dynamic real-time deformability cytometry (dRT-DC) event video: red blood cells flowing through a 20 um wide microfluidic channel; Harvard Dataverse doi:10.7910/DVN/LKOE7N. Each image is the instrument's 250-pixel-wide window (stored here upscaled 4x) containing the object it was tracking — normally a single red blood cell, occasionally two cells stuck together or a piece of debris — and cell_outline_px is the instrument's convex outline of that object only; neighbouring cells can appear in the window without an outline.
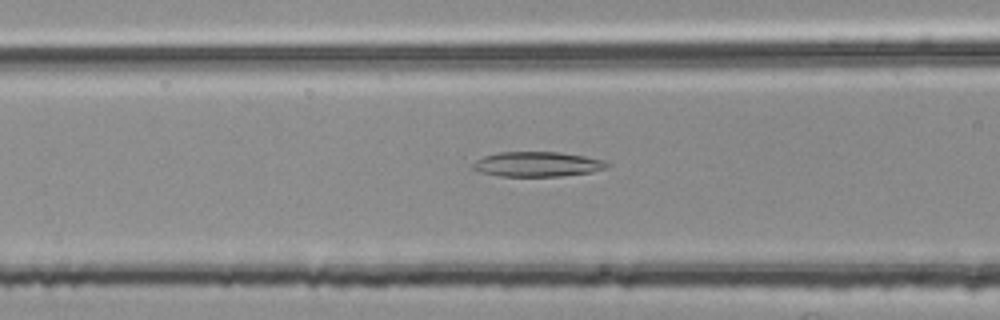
{"species": "common noctule bat (a hibernating species)", "species_latin": "Nyctalus noctula", "temperature_condition": "room temperature", "stored_images_in_passage": 44, "camera_frame_rate_fps": 3000, "um_per_image_px": 0.085, "animal": {"sex": "female", "body_mass_g": 25.1}, "frame": {"image": 1, "passage_image": 12, "time_ms": 3.667, "image_size_px": [1000, 320], "cell_outline_px": [[612, 164], [608, 168], [588, 172], [560, 176], [500, 176], [480, 172], [472, 168], [472, 164], [476, 160], [484, 156], [500, 152], [560, 152], [584, 156], [604, 160]], "centroid_in_image_um": [45.69, 13.95], "position_along_channel_um": 120.9, "area_um2": 19.42}}
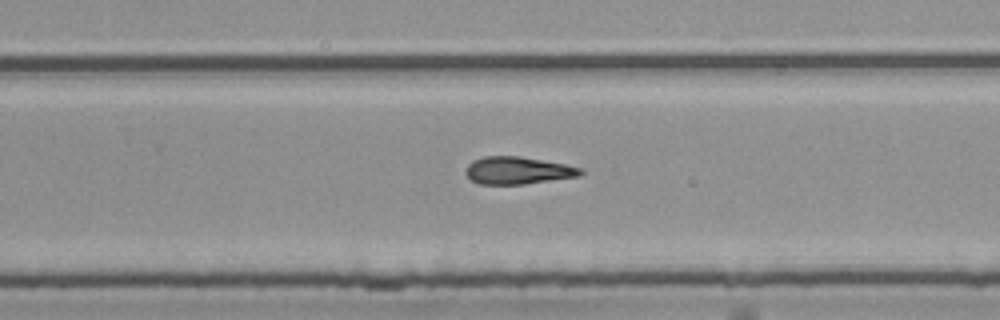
{"frame": {"image": 2, "passage_image": 25, "time_ms": 8.0, "image_size_px": [1000, 320], "cell_outline_px": [[584, 172], [580, 176], [524, 184], [480, 184], [472, 180], [464, 172], [464, 168], [472, 160], [484, 156], [520, 156], [564, 164], [584, 168]], "centroid_in_image_um": [44.0, 14.48], "position_along_channel_um": 285.8, "area_um2": 18.44}}
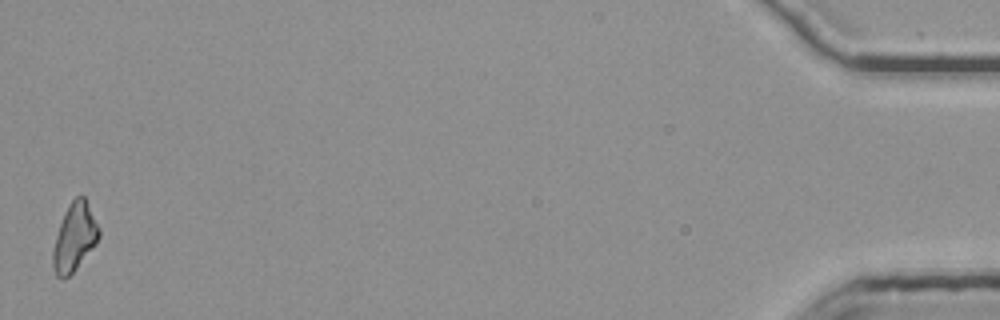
{"frame": {"image": 3, "passage_image": 44, "time_ms": 14.333, "image_size_px": [1000, 320], "cell_outline_px": [[100, 236], [96, 244], [72, 272], [68, 276], [56, 276], [52, 264], [52, 252], [56, 236], [64, 212], [68, 204], [76, 196], [84, 196], [100, 228]], "centroid_in_image_um": [6.34, 20.13], "position_along_channel_um": 428.9, "area_um2": 17.92}}